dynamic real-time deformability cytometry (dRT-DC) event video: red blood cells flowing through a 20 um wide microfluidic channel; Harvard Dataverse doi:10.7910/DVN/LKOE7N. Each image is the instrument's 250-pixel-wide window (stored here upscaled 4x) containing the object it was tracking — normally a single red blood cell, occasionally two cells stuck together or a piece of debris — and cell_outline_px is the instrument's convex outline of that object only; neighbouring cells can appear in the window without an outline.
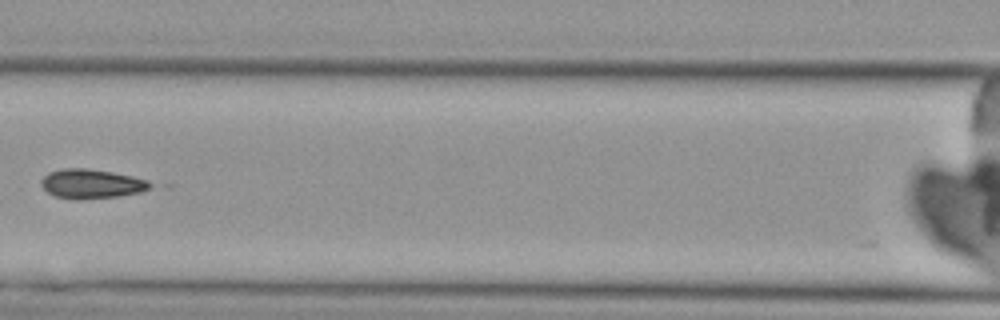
{"species": "Egyptian fruit bat (a non-hibernating species)", "species_latin": "Rousettus aegyptiacus", "temperature_condition": "cold", "stored_images_in_passage": 7, "camera_frame_rate_fps": 3000, "um_per_image_px": 0.085, "animal": {"sex": "female"}, "frame": {"image": 1, "passage_image": 6, "time_ms": 7.0, "image_size_px": [1000, 320], "cell_outline_px": [[156, 184], [140, 192], [116, 196], [76, 200], [56, 196], [48, 192], [40, 184], [40, 180], [48, 172], [64, 168], [84, 168], [112, 172], [132, 176], [148, 180]], "centroid_in_image_um": [7.77, 15.62], "position_along_channel_um": 158.8, "area_um2": 18.55}}
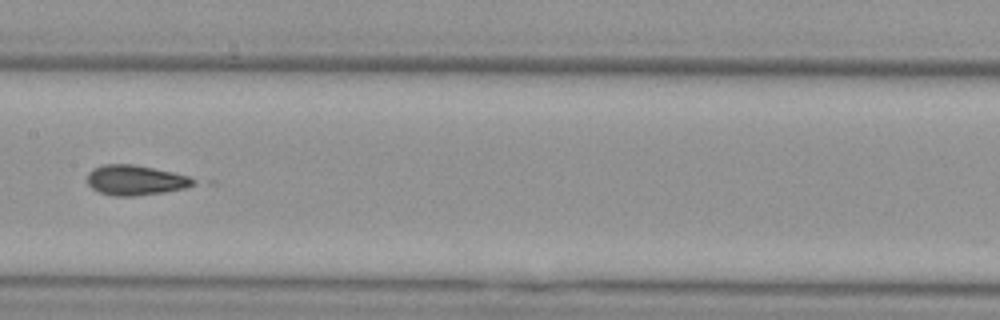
{"frame": {"image": 2, "passage_image": 7, "time_ms": 8.0, "image_size_px": [1000, 320], "cell_outline_px": [[196, 180], [192, 184], [184, 188], [164, 192], [132, 196], [116, 196], [100, 192], [92, 188], [88, 184], [88, 172], [92, 168], [104, 164], [132, 164], [172, 172], [188, 176]], "centroid_in_image_um": [11.47, 15.31], "position_along_channel_um": 195.9, "area_um2": 18.32}}